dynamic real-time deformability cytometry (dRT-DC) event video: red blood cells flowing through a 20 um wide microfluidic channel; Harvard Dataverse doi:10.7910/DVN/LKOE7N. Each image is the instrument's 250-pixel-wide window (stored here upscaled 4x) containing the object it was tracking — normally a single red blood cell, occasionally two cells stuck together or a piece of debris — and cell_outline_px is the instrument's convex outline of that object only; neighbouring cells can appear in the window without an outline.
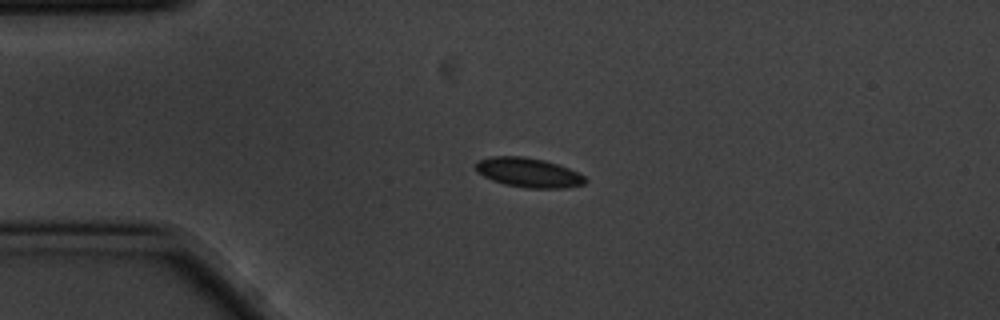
{"species": "common noctule bat (a hibernating species)", "species_latin": "Nyctalus noctula", "temperature_condition": "cold", "stored_images_in_passage": 4, "camera_frame_rate_fps": 3000, "um_per_image_px": 0.085, "animal": {"sex": "male", "body_mass_g": 20.1, "forearm_length_mm": 53.5}, "frame": {"image": 1, "passage_image": 3, "time_ms": 0.667, "image_size_px": [1000, 320], "cell_outline_px": [[588, 180], [584, 184], [564, 188], [528, 188], [504, 184], [492, 180], [476, 172], [476, 160], [492, 156], [524, 156], [544, 160], [568, 168], [584, 176]], "centroid_in_image_um": [44.89, 14.66], "position_along_channel_um": 40.1, "area_um2": 18.79}}